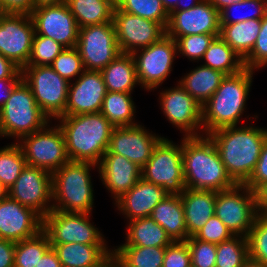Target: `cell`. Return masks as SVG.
Wrapping results in <instances>:
<instances>
[{
  "mask_svg": "<svg viewBox=\"0 0 267 267\" xmlns=\"http://www.w3.org/2000/svg\"><path fill=\"white\" fill-rule=\"evenodd\" d=\"M215 144L226 171L236 184H245L255 170L267 129L231 126L208 134Z\"/></svg>",
  "mask_w": 267,
  "mask_h": 267,
  "instance_id": "cell-1",
  "label": "cell"
},
{
  "mask_svg": "<svg viewBox=\"0 0 267 267\" xmlns=\"http://www.w3.org/2000/svg\"><path fill=\"white\" fill-rule=\"evenodd\" d=\"M182 166L185 188L219 192L236 185L208 135L183 138Z\"/></svg>",
  "mask_w": 267,
  "mask_h": 267,
  "instance_id": "cell-2",
  "label": "cell"
},
{
  "mask_svg": "<svg viewBox=\"0 0 267 267\" xmlns=\"http://www.w3.org/2000/svg\"><path fill=\"white\" fill-rule=\"evenodd\" d=\"M66 153L70 161L99 164L109 148L114 126L100 113L61 116Z\"/></svg>",
  "mask_w": 267,
  "mask_h": 267,
  "instance_id": "cell-3",
  "label": "cell"
},
{
  "mask_svg": "<svg viewBox=\"0 0 267 267\" xmlns=\"http://www.w3.org/2000/svg\"><path fill=\"white\" fill-rule=\"evenodd\" d=\"M253 70L226 75L210 99L202 106V130L211 132L237 126L244 113L246 100L252 84Z\"/></svg>",
  "mask_w": 267,
  "mask_h": 267,
  "instance_id": "cell-4",
  "label": "cell"
},
{
  "mask_svg": "<svg viewBox=\"0 0 267 267\" xmlns=\"http://www.w3.org/2000/svg\"><path fill=\"white\" fill-rule=\"evenodd\" d=\"M90 162L68 161L52 173L53 209L66 213H89L93 207Z\"/></svg>",
  "mask_w": 267,
  "mask_h": 267,
  "instance_id": "cell-5",
  "label": "cell"
},
{
  "mask_svg": "<svg viewBox=\"0 0 267 267\" xmlns=\"http://www.w3.org/2000/svg\"><path fill=\"white\" fill-rule=\"evenodd\" d=\"M49 121L36 104L31 88L22 79L0 109V136L21 140L23 136L43 129Z\"/></svg>",
  "mask_w": 267,
  "mask_h": 267,
  "instance_id": "cell-6",
  "label": "cell"
},
{
  "mask_svg": "<svg viewBox=\"0 0 267 267\" xmlns=\"http://www.w3.org/2000/svg\"><path fill=\"white\" fill-rule=\"evenodd\" d=\"M21 71L23 80L32 90L36 104L49 120L65 116L70 83L50 65H26Z\"/></svg>",
  "mask_w": 267,
  "mask_h": 267,
  "instance_id": "cell-7",
  "label": "cell"
},
{
  "mask_svg": "<svg viewBox=\"0 0 267 267\" xmlns=\"http://www.w3.org/2000/svg\"><path fill=\"white\" fill-rule=\"evenodd\" d=\"M141 178L161 186L169 195H181L185 189L182 142L181 145H176L162 137L151 158L142 167Z\"/></svg>",
  "mask_w": 267,
  "mask_h": 267,
  "instance_id": "cell-8",
  "label": "cell"
},
{
  "mask_svg": "<svg viewBox=\"0 0 267 267\" xmlns=\"http://www.w3.org/2000/svg\"><path fill=\"white\" fill-rule=\"evenodd\" d=\"M215 215L233 235L247 237L258 215L256 193L245 184L216 192Z\"/></svg>",
  "mask_w": 267,
  "mask_h": 267,
  "instance_id": "cell-9",
  "label": "cell"
},
{
  "mask_svg": "<svg viewBox=\"0 0 267 267\" xmlns=\"http://www.w3.org/2000/svg\"><path fill=\"white\" fill-rule=\"evenodd\" d=\"M23 136L18 143L27 165L41 168L51 174L69 161L63 131L58 126Z\"/></svg>",
  "mask_w": 267,
  "mask_h": 267,
  "instance_id": "cell-10",
  "label": "cell"
},
{
  "mask_svg": "<svg viewBox=\"0 0 267 267\" xmlns=\"http://www.w3.org/2000/svg\"><path fill=\"white\" fill-rule=\"evenodd\" d=\"M76 48L85 70L101 71L121 53L113 22L79 28Z\"/></svg>",
  "mask_w": 267,
  "mask_h": 267,
  "instance_id": "cell-11",
  "label": "cell"
},
{
  "mask_svg": "<svg viewBox=\"0 0 267 267\" xmlns=\"http://www.w3.org/2000/svg\"><path fill=\"white\" fill-rule=\"evenodd\" d=\"M89 213H66L51 210L43 218L42 229L50 244H105L102 234L89 221Z\"/></svg>",
  "mask_w": 267,
  "mask_h": 267,
  "instance_id": "cell-12",
  "label": "cell"
},
{
  "mask_svg": "<svg viewBox=\"0 0 267 267\" xmlns=\"http://www.w3.org/2000/svg\"><path fill=\"white\" fill-rule=\"evenodd\" d=\"M132 55L136 63L139 85L147 90L157 88L172 71L177 54L175 39L164 35L159 41Z\"/></svg>",
  "mask_w": 267,
  "mask_h": 267,
  "instance_id": "cell-13",
  "label": "cell"
},
{
  "mask_svg": "<svg viewBox=\"0 0 267 267\" xmlns=\"http://www.w3.org/2000/svg\"><path fill=\"white\" fill-rule=\"evenodd\" d=\"M8 196L32 209L43 219L53 209V205H48V202L53 200L52 174L41 168L26 165L9 188Z\"/></svg>",
  "mask_w": 267,
  "mask_h": 267,
  "instance_id": "cell-14",
  "label": "cell"
},
{
  "mask_svg": "<svg viewBox=\"0 0 267 267\" xmlns=\"http://www.w3.org/2000/svg\"><path fill=\"white\" fill-rule=\"evenodd\" d=\"M112 21L119 50L124 54H133L166 35L160 23L121 11L116 5Z\"/></svg>",
  "mask_w": 267,
  "mask_h": 267,
  "instance_id": "cell-15",
  "label": "cell"
},
{
  "mask_svg": "<svg viewBox=\"0 0 267 267\" xmlns=\"http://www.w3.org/2000/svg\"><path fill=\"white\" fill-rule=\"evenodd\" d=\"M34 34L30 14L6 13L0 20V54L22 70L30 58Z\"/></svg>",
  "mask_w": 267,
  "mask_h": 267,
  "instance_id": "cell-16",
  "label": "cell"
},
{
  "mask_svg": "<svg viewBox=\"0 0 267 267\" xmlns=\"http://www.w3.org/2000/svg\"><path fill=\"white\" fill-rule=\"evenodd\" d=\"M30 15L36 34L49 37L65 48L76 47L79 27L66 3L35 8Z\"/></svg>",
  "mask_w": 267,
  "mask_h": 267,
  "instance_id": "cell-17",
  "label": "cell"
},
{
  "mask_svg": "<svg viewBox=\"0 0 267 267\" xmlns=\"http://www.w3.org/2000/svg\"><path fill=\"white\" fill-rule=\"evenodd\" d=\"M193 34H220L219 11L208 0H201L188 10L169 13L167 36L176 40Z\"/></svg>",
  "mask_w": 267,
  "mask_h": 267,
  "instance_id": "cell-18",
  "label": "cell"
},
{
  "mask_svg": "<svg viewBox=\"0 0 267 267\" xmlns=\"http://www.w3.org/2000/svg\"><path fill=\"white\" fill-rule=\"evenodd\" d=\"M162 138L150 134L142 125L114 127L108 150L143 167Z\"/></svg>",
  "mask_w": 267,
  "mask_h": 267,
  "instance_id": "cell-19",
  "label": "cell"
},
{
  "mask_svg": "<svg viewBox=\"0 0 267 267\" xmlns=\"http://www.w3.org/2000/svg\"><path fill=\"white\" fill-rule=\"evenodd\" d=\"M160 100L165 117L186 132L184 136H201L196 130L202 129V107L180 84L160 93Z\"/></svg>",
  "mask_w": 267,
  "mask_h": 267,
  "instance_id": "cell-20",
  "label": "cell"
},
{
  "mask_svg": "<svg viewBox=\"0 0 267 267\" xmlns=\"http://www.w3.org/2000/svg\"><path fill=\"white\" fill-rule=\"evenodd\" d=\"M106 94L101 72L84 70L74 84H69L65 116L100 112Z\"/></svg>",
  "mask_w": 267,
  "mask_h": 267,
  "instance_id": "cell-21",
  "label": "cell"
},
{
  "mask_svg": "<svg viewBox=\"0 0 267 267\" xmlns=\"http://www.w3.org/2000/svg\"><path fill=\"white\" fill-rule=\"evenodd\" d=\"M43 219L32 209L7 196L0 202V238L19 242L42 230Z\"/></svg>",
  "mask_w": 267,
  "mask_h": 267,
  "instance_id": "cell-22",
  "label": "cell"
},
{
  "mask_svg": "<svg viewBox=\"0 0 267 267\" xmlns=\"http://www.w3.org/2000/svg\"><path fill=\"white\" fill-rule=\"evenodd\" d=\"M98 169L101 181L117 200L139 181L142 168L127 158L107 150L98 164Z\"/></svg>",
  "mask_w": 267,
  "mask_h": 267,
  "instance_id": "cell-23",
  "label": "cell"
},
{
  "mask_svg": "<svg viewBox=\"0 0 267 267\" xmlns=\"http://www.w3.org/2000/svg\"><path fill=\"white\" fill-rule=\"evenodd\" d=\"M167 196L169 194L161 186L140 178L128 192L115 200V204L131 221L150 216L154 207Z\"/></svg>",
  "mask_w": 267,
  "mask_h": 267,
  "instance_id": "cell-24",
  "label": "cell"
},
{
  "mask_svg": "<svg viewBox=\"0 0 267 267\" xmlns=\"http://www.w3.org/2000/svg\"><path fill=\"white\" fill-rule=\"evenodd\" d=\"M180 197L188 238L193 237L215 214L216 192L185 188Z\"/></svg>",
  "mask_w": 267,
  "mask_h": 267,
  "instance_id": "cell-25",
  "label": "cell"
},
{
  "mask_svg": "<svg viewBox=\"0 0 267 267\" xmlns=\"http://www.w3.org/2000/svg\"><path fill=\"white\" fill-rule=\"evenodd\" d=\"M106 244H51L62 267H97L112 251Z\"/></svg>",
  "mask_w": 267,
  "mask_h": 267,
  "instance_id": "cell-26",
  "label": "cell"
},
{
  "mask_svg": "<svg viewBox=\"0 0 267 267\" xmlns=\"http://www.w3.org/2000/svg\"><path fill=\"white\" fill-rule=\"evenodd\" d=\"M173 241H186L188 232L180 195H169L160 201L150 215Z\"/></svg>",
  "mask_w": 267,
  "mask_h": 267,
  "instance_id": "cell-27",
  "label": "cell"
},
{
  "mask_svg": "<svg viewBox=\"0 0 267 267\" xmlns=\"http://www.w3.org/2000/svg\"><path fill=\"white\" fill-rule=\"evenodd\" d=\"M107 92L131 93L139 84L132 54L120 53L101 71Z\"/></svg>",
  "mask_w": 267,
  "mask_h": 267,
  "instance_id": "cell-28",
  "label": "cell"
},
{
  "mask_svg": "<svg viewBox=\"0 0 267 267\" xmlns=\"http://www.w3.org/2000/svg\"><path fill=\"white\" fill-rule=\"evenodd\" d=\"M226 75L206 66L191 70L178 84L202 107L219 88Z\"/></svg>",
  "mask_w": 267,
  "mask_h": 267,
  "instance_id": "cell-29",
  "label": "cell"
},
{
  "mask_svg": "<svg viewBox=\"0 0 267 267\" xmlns=\"http://www.w3.org/2000/svg\"><path fill=\"white\" fill-rule=\"evenodd\" d=\"M127 239L122 246L167 247L173 240L151 216L129 221Z\"/></svg>",
  "mask_w": 267,
  "mask_h": 267,
  "instance_id": "cell-30",
  "label": "cell"
},
{
  "mask_svg": "<svg viewBox=\"0 0 267 267\" xmlns=\"http://www.w3.org/2000/svg\"><path fill=\"white\" fill-rule=\"evenodd\" d=\"M261 19L220 24V37L244 60L255 46Z\"/></svg>",
  "mask_w": 267,
  "mask_h": 267,
  "instance_id": "cell-31",
  "label": "cell"
},
{
  "mask_svg": "<svg viewBox=\"0 0 267 267\" xmlns=\"http://www.w3.org/2000/svg\"><path fill=\"white\" fill-rule=\"evenodd\" d=\"M79 28L113 22L115 0H66Z\"/></svg>",
  "mask_w": 267,
  "mask_h": 267,
  "instance_id": "cell-32",
  "label": "cell"
},
{
  "mask_svg": "<svg viewBox=\"0 0 267 267\" xmlns=\"http://www.w3.org/2000/svg\"><path fill=\"white\" fill-rule=\"evenodd\" d=\"M202 59L206 60L203 66L225 75L236 74L245 68L243 59L220 36L213 39Z\"/></svg>",
  "mask_w": 267,
  "mask_h": 267,
  "instance_id": "cell-33",
  "label": "cell"
},
{
  "mask_svg": "<svg viewBox=\"0 0 267 267\" xmlns=\"http://www.w3.org/2000/svg\"><path fill=\"white\" fill-rule=\"evenodd\" d=\"M112 254L122 267H162L165 247L120 246Z\"/></svg>",
  "mask_w": 267,
  "mask_h": 267,
  "instance_id": "cell-34",
  "label": "cell"
},
{
  "mask_svg": "<svg viewBox=\"0 0 267 267\" xmlns=\"http://www.w3.org/2000/svg\"><path fill=\"white\" fill-rule=\"evenodd\" d=\"M100 113L114 126L136 125L133 120L135 114L131 93L107 92L102 102Z\"/></svg>",
  "mask_w": 267,
  "mask_h": 267,
  "instance_id": "cell-35",
  "label": "cell"
},
{
  "mask_svg": "<svg viewBox=\"0 0 267 267\" xmlns=\"http://www.w3.org/2000/svg\"><path fill=\"white\" fill-rule=\"evenodd\" d=\"M50 248L49 237L43 229L33 237L16 242L14 267H37Z\"/></svg>",
  "mask_w": 267,
  "mask_h": 267,
  "instance_id": "cell-36",
  "label": "cell"
},
{
  "mask_svg": "<svg viewBox=\"0 0 267 267\" xmlns=\"http://www.w3.org/2000/svg\"><path fill=\"white\" fill-rule=\"evenodd\" d=\"M249 258L247 237L234 235L216 244L215 267H242Z\"/></svg>",
  "mask_w": 267,
  "mask_h": 267,
  "instance_id": "cell-37",
  "label": "cell"
},
{
  "mask_svg": "<svg viewBox=\"0 0 267 267\" xmlns=\"http://www.w3.org/2000/svg\"><path fill=\"white\" fill-rule=\"evenodd\" d=\"M18 142L0 149V182L8 190L27 165L22 148Z\"/></svg>",
  "mask_w": 267,
  "mask_h": 267,
  "instance_id": "cell-38",
  "label": "cell"
},
{
  "mask_svg": "<svg viewBox=\"0 0 267 267\" xmlns=\"http://www.w3.org/2000/svg\"><path fill=\"white\" fill-rule=\"evenodd\" d=\"M115 5L126 13L160 23L165 29L169 14L161 0H115Z\"/></svg>",
  "mask_w": 267,
  "mask_h": 267,
  "instance_id": "cell-39",
  "label": "cell"
},
{
  "mask_svg": "<svg viewBox=\"0 0 267 267\" xmlns=\"http://www.w3.org/2000/svg\"><path fill=\"white\" fill-rule=\"evenodd\" d=\"M64 49L65 47L55 40L35 33L27 65H51Z\"/></svg>",
  "mask_w": 267,
  "mask_h": 267,
  "instance_id": "cell-40",
  "label": "cell"
},
{
  "mask_svg": "<svg viewBox=\"0 0 267 267\" xmlns=\"http://www.w3.org/2000/svg\"><path fill=\"white\" fill-rule=\"evenodd\" d=\"M247 241L249 257L267 266V216H256Z\"/></svg>",
  "mask_w": 267,
  "mask_h": 267,
  "instance_id": "cell-41",
  "label": "cell"
},
{
  "mask_svg": "<svg viewBox=\"0 0 267 267\" xmlns=\"http://www.w3.org/2000/svg\"><path fill=\"white\" fill-rule=\"evenodd\" d=\"M55 72H57L63 79L68 82L71 78L81 75L85 70L82 58L76 47L65 48L50 65ZM81 72V73H80Z\"/></svg>",
  "mask_w": 267,
  "mask_h": 267,
  "instance_id": "cell-42",
  "label": "cell"
},
{
  "mask_svg": "<svg viewBox=\"0 0 267 267\" xmlns=\"http://www.w3.org/2000/svg\"><path fill=\"white\" fill-rule=\"evenodd\" d=\"M217 36H220V34H193L178 37L175 40L177 53H182V55L189 57L190 60L202 59L210 43Z\"/></svg>",
  "mask_w": 267,
  "mask_h": 267,
  "instance_id": "cell-43",
  "label": "cell"
},
{
  "mask_svg": "<svg viewBox=\"0 0 267 267\" xmlns=\"http://www.w3.org/2000/svg\"><path fill=\"white\" fill-rule=\"evenodd\" d=\"M257 8L254 13L244 14L243 16H237L232 18L230 15L231 10L243 9V8ZM254 10V9H253ZM267 14V2L264 0H244L238 3H233L219 12L220 24H233L237 22H243L250 19H262ZM234 17V16H233Z\"/></svg>",
  "mask_w": 267,
  "mask_h": 267,
  "instance_id": "cell-44",
  "label": "cell"
},
{
  "mask_svg": "<svg viewBox=\"0 0 267 267\" xmlns=\"http://www.w3.org/2000/svg\"><path fill=\"white\" fill-rule=\"evenodd\" d=\"M191 256L192 267H215L216 244L204 242L194 236L186 240Z\"/></svg>",
  "mask_w": 267,
  "mask_h": 267,
  "instance_id": "cell-45",
  "label": "cell"
},
{
  "mask_svg": "<svg viewBox=\"0 0 267 267\" xmlns=\"http://www.w3.org/2000/svg\"><path fill=\"white\" fill-rule=\"evenodd\" d=\"M250 70L267 66V14L261 19V28L250 54L243 60Z\"/></svg>",
  "mask_w": 267,
  "mask_h": 267,
  "instance_id": "cell-46",
  "label": "cell"
},
{
  "mask_svg": "<svg viewBox=\"0 0 267 267\" xmlns=\"http://www.w3.org/2000/svg\"><path fill=\"white\" fill-rule=\"evenodd\" d=\"M233 233L224 225V223L214 214L205 223V225L194 235L198 240L219 244L229 240Z\"/></svg>",
  "mask_w": 267,
  "mask_h": 267,
  "instance_id": "cell-47",
  "label": "cell"
},
{
  "mask_svg": "<svg viewBox=\"0 0 267 267\" xmlns=\"http://www.w3.org/2000/svg\"><path fill=\"white\" fill-rule=\"evenodd\" d=\"M162 267H192L189 247L186 241H173L165 247Z\"/></svg>",
  "mask_w": 267,
  "mask_h": 267,
  "instance_id": "cell-48",
  "label": "cell"
},
{
  "mask_svg": "<svg viewBox=\"0 0 267 267\" xmlns=\"http://www.w3.org/2000/svg\"><path fill=\"white\" fill-rule=\"evenodd\" d=\"M267 183V137L252 175L245 185L253 192H257Z\"/></svg>",
  "mask_w": 267,
  "mask_h": 267,
  "instance_id": "cell-49",
  "label": "cell"
},
{
  "mask_svg": "<svg viewBox=\"0 0 267 267\" xmlns=\"http://www.w3.org/2000/svg\"><path fill=\"white\" fill-rule=\"evenodd\" d=\"M6 13L31 14L34 9V0H0Z\"/></svg>",
  "mask_w": 267,
  "mask_h": 267,
  "instance_id": "cell-50",
  "label": "cell"
},
{
  "mask_svg": "<svg viewBox=\"0 0 267 267\" xmlns=\"http://www.w3.org/2000/svg\"><path fill=\"white\" fill-rule=\"evenodd\" d=\"M15 244L0 238V267H14Z\"/></svg>",
  "mask_w": 267,
  "mask_h": 267,
  "instance_id": "cell-51",
  "label": "cell"
},
{
  "mask_svg": "<svg viewBox=\"0 0 267 267\" xmlns=\"http://www.w3.org/2000/svg\"><path fill=\"white\" fill-rule=\"evenodd\" d=\"M4 78H23V76L17 65L0 54V79Z\"/></svg>",
  "mask_w": 267,
  "mask_h": 267,
  "instance_id": "cell-52",
  "label": "cell"
},
{
  "mask_svg": "<svg viewBox=\"0 0 267 267\" xmlns=\"http://www.w3.org/2000/svg\"><path fill=\"white\" fill-rule=\"evenodd\" d=\"M23 78H4L0 79V109L6 103V101L10 98L12 91L15 86L22 80Z\"/></svg>",
  "mask_w": 267,
  "mask_h": 267,
  "instance_id": "cell-53",
  "label": "cell"
},
{
  "mask_svg": "<svg viewBox=\"0 0 267 267\" xmlns=\"http://www.w3.org/2000/svg\"><path fill=\"white\" fill-rule=\"evenodd\" d=\"M37 267H62L56 252L51 247L42 258H40Z\"/></svg>",
  "mask_w": 267,
  "mask_h": 267,
  "instance_id": "cell-54",
  "label": "cell"
},
{
  "mask_svg": "<svg viewBox=\"0 0 267 267\" xmlns=\"http://www.w3.org/2000/svg\"><path fill=\"white\" fill-rule=\"evenodd\" d=\"M256 195L258 214L267 216V183L256 192Z\"/></svg>",
  "mask_w": 267,
  "mask_h": 267,
  "instance_id": "cell-55",
  "label": "cell"
},
{
  "mask_svg": "<svg viewBox=\"0 0 267 267\" xmlns=\"http://www.w3.org/2000/svg\"><path fill=\"white\" fill-rule=\"evenodd\" d=\"M219 12L225 7L244 0H208Z\"/></svg>",
  "mask_w": 267,
  "mask_h": 267,
  "instance_id": "cell-56",
  "label": "cell"
},
{
  "mask_svg": "<svg viewBox=\"0 0 267 267\" xmlns=\"http://www.w3.org/2000/svg\"><path fill=\"white\" fill-rule=\"evenodd\" d=\"M65 2L66 0H34V9L41 6L59 5Z\"/></svg>",
  "mask_w": 267,
  "mask_h": 267,
  "instance_id": "cell-57",
  "label": "cell"
},
{
  "mask_svg": "<svg viewBox=\"0 0 267 267\" xmlns=\"http://www.w3.org/2000/svg\"><path fill=\"white\" fill-rule=\"evenodd\" d=\"M180 1H182V0H177V6L172 11L188 10V9L192 8L193 6H196L201 0H192V2H190V3H186V2L183 3L182 2L183 6H180ZM193 1H194V3H193ZM182 3H181V5H182Z\"/></svg>",
  "mask_w": 267,
  "mask_h": 267,
  "instance_id": "cell-58",
  "label": "cell"
},
{
  "mask_svg": "<svg viewBox=\"0 0 267 267\" xmlns=\"http://www.w3.org/2000/svg\"><path fill=\"white\" fill-rule=\"evenodd\" d=\"M161 2L168 14L177 6V0H161Z\"/></svg>",
  "mask_w": 267,
  "mask_h": 267,
  "instance_id": "cell-59",
  "label": "cell"
},
{
  "mask_svg": "<svg viewBox=\"0 0 267 267\" xmlns=\"http://www.w3.org/2000/svg\"><path fill=\"white\" fill-rule=\"evenodd\" d=\"M242 267H267L266 265H264L263 263L259 262V261H255L253 259H251L250 257L244 262V264L242 265Z\"/></svg>",
  "mask_w": 267,
  "mask_h": 267,
  "instance_id": "cell-60",
  "label": "cell"
},
{
  "mask_svg": "<svg viewBox=\"0 0 267 267\" xmlns=\"http://www.w3.org/2000/svg\"><path fill=\"white\" fill-rule=\"evenodd\" d=\"M114 255L111 253L99 266L97 267H111L112 261L114 260Z\"/></svg>",
  "mask_w": 267,
  "mask_h": 267,
  "instance_id": "cell-61",
  "label": "cell"
},
{
  "mask_svg": "<svg viewBox=\"0 0 267 267\" xmlns=\"http://www.w3.org/2000/svg\"><path fill=\"white\" fill-rule=\"evenodd\" d=\"M8 196V189L0 182V202Z\"/></svg>",
  "mask_w": 267,
  "mask_h": 267,
  "instance_id": "cell-62",
  "label": "cell"
},
{
  "mask_svg": "<svg viewBox=\"0 0 267 267\" xmlns=\"http://www.w3.org/2000/svg\"><path fill=\"white\" fill-rule=\"evenodd\" d=\"M6 14L5 10L3 9L1 3H0V20L1 18Z\"/></svg>",
  "mask_w": 267,
  "mask_h": 267,
  "instance_id": "cell-63",
  "label": "cell"
},
{
  "mask_svg": "<svg viewBox=\"0 0 267 267\" xmlns=\"http://www.w3.org/2000/svg\"><path fill=\"white\" fill-rule=\"evenodd\" d=\"M111 267H122L115 259L112 261Z\"/></svg>",
  "mask_w": 267,
  "mask_h": 267,
  "instance_id": "cell-64",
  "label": "cell"
}]
</instances>
